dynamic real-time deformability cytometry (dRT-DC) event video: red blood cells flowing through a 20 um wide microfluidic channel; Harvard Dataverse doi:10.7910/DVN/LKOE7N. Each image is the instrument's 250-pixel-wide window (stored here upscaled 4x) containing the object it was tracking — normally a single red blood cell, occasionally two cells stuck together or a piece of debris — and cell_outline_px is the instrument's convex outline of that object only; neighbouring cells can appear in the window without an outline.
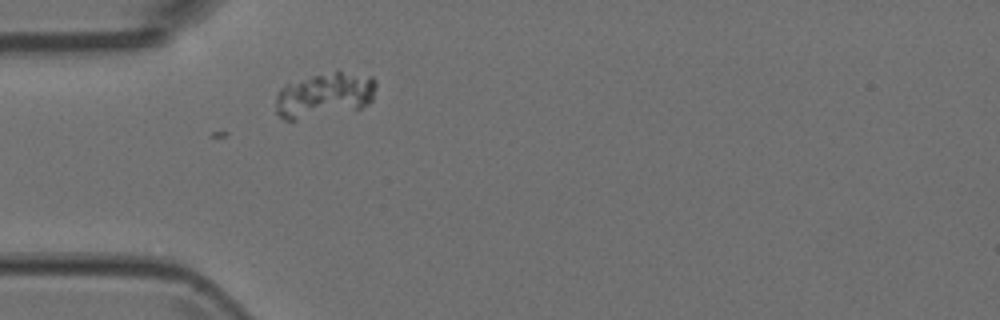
{"species": "Egyptian fruit bat (a non-hibernating species)", "species_latin": "Rousettus aegyptiacus", "temperature_condition": "room temperature", "stored_images_in_passage": 2, "camera_frame_rate_fps": 3000, "um_per_image_px": 0.085, "animal": {"sex": "female"}, "frame": {"image": 1, "passage_image": 2, "time_ms": 0.333, "image_size_px": [1000, 320], "cell_outline_px": [[376, 84], [372, 100], [368, 104], [360, 108], [296, 120], [284, 120], [276, 112], [276, 96], [280, 88], [288, 84], [312, 76], [336, 72], [340, 72], [372, 76], [376, 80]], "centroid_in_image_um": [27.58, 8.1], "position_along_channel_um": 57.4, "area_um2": 25.78}}